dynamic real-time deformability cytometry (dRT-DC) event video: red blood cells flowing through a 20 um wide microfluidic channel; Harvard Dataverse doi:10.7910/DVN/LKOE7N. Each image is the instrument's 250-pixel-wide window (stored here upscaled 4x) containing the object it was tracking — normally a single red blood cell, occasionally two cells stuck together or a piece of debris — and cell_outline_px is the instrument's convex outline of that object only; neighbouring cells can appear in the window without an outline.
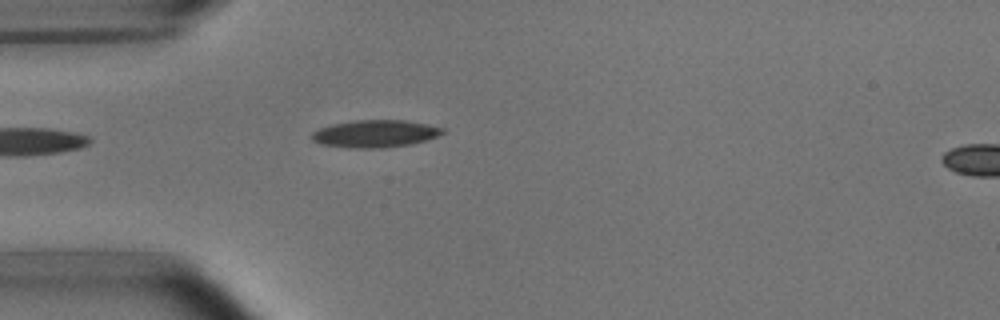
{"species": "common noctule bat (a hibernating species)", "species_latin": "Nyctalus noctula", "temperature_condition": "room temperature", "stored_images_in_passage": 4, "segment_of_instrument_passage": [1, 2], "camera_frame_rate_fps": 3000, "um_per_image_px": 0.085, "animal": {"sex": "male", "body_mass_g": 15.6}, "frame": {"image": 1, "passage_image": 3, "time_ms": 2.333, "image_size_px": [1000, 320], "cell_outline_px": [[444, 132], [428, 140], [412, 144], [384, 148], [352, 148], [320, 144], [312, 140], [312, 132], [320, 128], [332, 124], [356, 120], [404, 120], [428, 124], [444, 128]], "centroid_in_image_um": [31.9, 11.37], "position_along_channel_um": 53.1, "area_um2": 20.92}}